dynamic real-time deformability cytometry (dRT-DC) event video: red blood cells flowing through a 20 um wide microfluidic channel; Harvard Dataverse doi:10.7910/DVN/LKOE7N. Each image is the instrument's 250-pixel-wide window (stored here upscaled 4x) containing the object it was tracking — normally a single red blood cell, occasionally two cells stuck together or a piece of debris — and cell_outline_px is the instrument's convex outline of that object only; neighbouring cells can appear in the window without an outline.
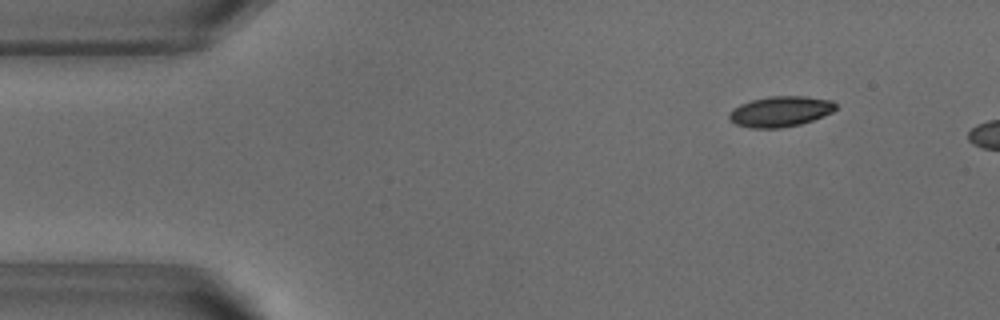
{"species": "common noctule bat (a hibernating species)", "species_latin": "Nyctalus noctula", "temperature_condition": "warm", "stored_images_in_passage": 10, "camera_frame_rate_fps": 3000, "um_per_image_px": 0.085, "animal": {"sex": "male", "body_mass_g": 18.8}, "frame": {"image": 1, "passage_image": 6, "time_ms": 1.667, "image_size_px": [1000, 320], "cell_outline_px": [[836, 108], [832, 112], [824, 116], [800, 124], [780, 128], [752, 128], [736, 124], [728, 120], [728, 112], [732, 108], [740, 104], [752, 100], [768, 96], [804, 96], [832, 100], [836, 104]], "centroid_in_image_um": [66.3, 9.47], "position_along_channel_um": 18.7, "area_um2": 19.07}}